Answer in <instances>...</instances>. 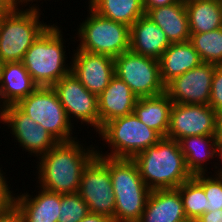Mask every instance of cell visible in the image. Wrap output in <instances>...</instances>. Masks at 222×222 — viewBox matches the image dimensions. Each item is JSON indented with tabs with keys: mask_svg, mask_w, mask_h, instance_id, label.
Masks as SVG:
<instances>
[{
	"mask_svg": "<svg viewBox=\"0 0 222 222\" xmlns=\"http://www.w3.org/2000/svg\"><path fill=\"white\" fill-rule=\"evenodd\" d=\"M150 190L174 189L192 177L179 142L162 137L132 159Z\"/></svg>",
	"mask_w": 222,
	"mask_h": 222,
	"instance_id": "2",
	"label": "cell"
},
{
	"mask_svg": "<svg viewBox=\"0 0 222 222\" xmlns=\"http://www.w3.org/2000/svg\"><path fill=\"white\" fill-rule=\"evenodd\" d=\"M215 67V64L202 62L169 81L165 93L173 103L209 105Z\"/></svg>",
	"mask_w": 222,
	"mask_h": 222,
	"instance_id": "13",
	"label": "cell"
},
{
	"mask_svg": "<svg viewBox=\"0 0 222 222\" xmlns=\"http://www.w3.org/2000/svg\"><path fill=\"white\" fill-rule=\"evenodd\" d=\"M38 195L20 193L15 196L14 207L21 214L23 222H58L61 208V194L39 187Z\"/></svg>",
	"mask_w": 222,
	"mask_h": 222,
	"instance_id": "17",
	"label": "cell"
},
{
	"mask_svg": "<svg viewBox=\"0 0 222 222\" xmlns=\"http://www.w3.org/2000/svg\"><path fill=\"white\" fill-rule=\"evenodd\" d=\"M195 222H222V209L205 212Z\"/></svg>",
	"mask_w": 222,
	"mask_h": 222,
	"instance_id": "34",
	"label": "cell"
},
{
	"mask_svg": "<svg viewBox=\"0 0 222 222\" xmlns=\"http://www.w3.org/2000/svg\"><path fill=\"white\" fill-rule=\"evenodd\" d=\"M52 88L56 92L60 103L64 107L69 121L73 119L81 125L85 123L99 131L98 96L88 91L81 82L70 72ZM73 118V119H71Z\"/></svg>",
	"mask_w": 222,
	"mask_h": 222,
	"instance_id": "11",
	"label": "cell"
},
{
	"mask_svg": "<svg viewBox=\"0 0 222 222\" xmlns=\"http://www.w3.org/2000/svg\"><path fill=\"white\" fill-rule=\"evenodd\" d=\"M86 19L80 23L76 47L93 54H105L113 58L129 51L130 27L126 24L112 21L95 12L88 6Z\"/></svg>",
	"mask_w": 222,
	"mask_h": 222,
	"instance_id": "7",
	"label": "cell"
},
{
	"mask_svg": "<svg viewBox=\"0 0 222 222\" xmlns=\"http://www.w3.org/2000/svg\"><path fill=\"white\" fill-rule=\"evenodd\" d=\"M17 1V5H19V6H21L22 5V7L25 5V7L28 5V4H30L29 2H34V1H36V2H38L37 0H16ZM24 4V5H23Z\"/></svg>",
	"mask_w": 222,
	"mask_h": 222,
	"instance_id": "40",
	"label": "cell"
},
{
	"mask_svg": "<svg viewBox=\"0 0 222 222\" xmlns=\"http://www.w3.org/2000/svg\"><path fill=\"white\" fill-rule=\"evenodd\" d=\"M3 61H2V59H1V57H0V74H1V71H2V67H3Z\"/></svg>",
	"mask_w": 222,
	"mask_h": 222,
	"instance_id": "41",
	"label": "cell"
},
{
	"mask_svg": "<svg viewBox=\"0 0 222 222\" xmlns=\"http://www.w3.org/2000/svg\"><path fill=\"white\" fill-rule=\"evenodd\" d=\"M172 106L173 102L166 93L154 97H139L133 113L161 137H166Z\"/></svg>",
	"mask_w": 222,
	"mask_h": 222,
	"instance_id": "23",
	"label": "cell"
},
{
	"mask_svg": "<svg viewBox=\"0 0 222 222\" xmlns=\"http://www.w3.org/2000/svg\"><path fill=\"white\" fill-rule=\"evenodd\" d=\"M216 139L215 135H197L184 137L178 141L187 169L192 176L208 171L207 161L209 158L211 161L216 158Z\"/></svg>",
	"mask_w": 222,
	"mask_h": 222,
	"instance_id": "24",
	"label": "cell"
},
{
	"mask_svg": "<svg viewBox=\"0 0 222 222\" xmlns=\"http://www.w3.org/2000/svg\"><path fill=\"white\" fill-rule=\"evenodd\" d=\"M190 42L202 62L222 65V27L209 32L190 34Z\"/></svg>",
	"mask_w": 222,
	"mask_h": 222,
	"instance_id": "28",
	"label": "cell"
},
{
	"mask_svg": "<svg viewBox=\"0 0 222 222\" xmlns=\"http://www.w3.org/2000/svg\"><path fill=\"white\" fill-rule=\"evenodd\" d=\"M6 124L25 152L34 157H41L46 154L58 141L45 130L43 126L33 121L28 115L22 112L16 105H9L3 108L0 119Z\"/></svg>",
	"mask_w": 222,
	"mask_h": 222,
	"instance_id": "12",
	"label": "cell"
},
{
	"mask_svg": "<svg viewBox=\"0 0 222 222\" xmlns=\"http://www.w3.org/2000/svg\"><path fill=\"white\" fill-rule=\"evenodd\" d=\"M215 154L216 157L218 156L219 159V163L222 162V138H217L216 139V149H215ZM215 173L217 175H222V167L218 168Z\"/></svg>",
	"mask_w": 222,
	"mask_h": 222,
	"instance_id": "38",
	"label": "cell"
},
{
	"mask_svg": "<svg viewBox=\"0 0 222 222\" xmlns=\"http://www.w3.org/2000/svg\"><path fill=\"white\" fill-rule=\"evenodd\" d=\"M16 5L0 18V57L3 63L22 62L25 53L49 26L40 21L36 4L26 8Z\"/></svg>",
	"mask_w": 222,
	"mask_h": 222,
	"instance_id": "5",
	"label": "cell"
},
{
	"mask_svg": "<svg viewBox=\"0 0 222 222\" xmlns=\"http://www.w3.org/2000/svg\"><path fill=\"white\" fill-rule=\"evenodd\" d=\"M62 33L57 24H49L23 57L22 63L38 87H52L71 72Z\"/></svg>",
	"mask_w": 222,
	"mask_h": 222,
	"instance_id": "4",
	"label": "cell"
},
{
	"mask_svg": "<svg viewBox=\"0 0 222 222\" xmlns=\"http://www.w3.org/2000/svg\"><path fill=\"white\" fill-rule=\"evenodd\" d=\"M216 138H222V109L216 111Z\"/></svg>",
	"mask_w": 222,
	"mask_h": 222,
	"instance_id": "39",
	"label": "cell"
},
{
	"mask_svg": "<svg viewBox=\"0 0 222 222\" xmlns=\"http://www.w3.org/2000/svg\"><path fill=\"white\" fill-rule=\"evenodd\" d=\"M58 222H80L90 213L88 205L78 192L61 194Z\"/></svg>",
	"mask_w": 222,
	"mask_h": 222,
	"instance_id": "29",
	"label": "cell"
},
{
	"mask_svg": "<svg viewBox=\"0 0 222 222\" xmlns=\"http://www.w3.org/2000/svg\"><path fill=\"white\" fill-rule=\"evenodd\" d=\"M190 34L222 27V0H185Z\"/></svg>",
	"mask_w": 222,
	"mask_h": 222,
	"instance_id": "25",
	"label": "cell"
},
{
	"mask_svg": "<svg viewBox=\"0 0 222 222\" xmlns=\"http://www.w3.org/2000/svg\"><path fill=\"white\" fill-rule=\"evenodd\" d=\"M170 45L163 30L146 15L130 26L129 50L133 53L158 60Z\"/></svg>",
	"mask_w": 222,
	"mask_h": 222,
	"instance_id": "19",
	"label": "cell"
},
{
	"mask_svg": "<svg viewBox=\"0 0 222 222\" xmlns=\"http://www.w3.org/2000/svg\"><path fill=\"white\" fill-rule=\"evenodd\" d=\"M185 215L189 222H195L207 210L208 200L203 185L192 176L178 188Z\"/></svg>",
	"mask_w": 222,
	"mask_h": 222,
	"instance_id": "27",
	"label": "cell"
},
{
	"mask_svg": "<svg viewBox=\"0 0 222 222\" xmlns=\"http://www.w3.org/2000/svg\"><path fill=\"white\" fill-rule=\"evenodd\" d=\"M37 88L38 85L33 81L22 62L3 64L0 74V104L2 108L16 105Z\"/></svg>",
	"mask_w": 222,
	"mask_h": 222,
	"instance_id": "20",
	"label": "cell"
},
{
	"mask_svg": "<svg viewBox=\"0 0 222 222\" xmlns=\"http://www.w3.org/2000/svg\"><path fill=\"white\" fill-rule=\"evenodd\" d=\"M70 58L71 73L88 91L97 96L107 88L115 75L114 58L111 56L76 49Z\"/></svg>",
	"mask_w": 222,
	"mask_h": 222,
	"instance_id": "15",
	"label": "cell"
},
{
	"mask_svg": "<svg viewBox=\"0 0 222 222\" xmlns=\"http://www.w3.org/2000/svg\"><path fill=\"white\" fill-rule=\"evenodd\" d=\"M16 5V0H0V12H10Z\"/></svg>",
	"mask_w": 222,
	"mask_h": 222,
	"instance_id": "37",
	"label": "cell"
},
{
	"mask_svg": "<svg viewBox=\"0 0 222 222\" xmlns=\"http://www.w3.org/2000/svg\"><path fill=\"white\" fill-rule=\"evenodd\" d=\"M80 222H113V220L105 215L89 213Z\"/></svg>",
	"mask_w": 222,
	"mask_h": 222,
	"instance_id": "36",
	"label": "cell"
},
{
	"mask_svg": "<svg viewBox=\"0 0 222 222\" xmlns=\"http://www.w3.org/2000/svg\"><path fill=\"white\" fill-rule=\"evenodd\" d=\"M115 75L139 97H154L165 93L157 59L129 51L114 58Z\"/></svg>",
	"mask_w": 222,
	"mask_h": 222,
	"instance_id": "9",
	"label": "cell"
},
{
	"mask_svg": "<svg viewBox=\"0 0 222 222\" xmlns=\"http://www.w3.org/2000/svg\"><path fill=\"white\" fill-rule=\"evenodd\" d=\"M137 99L130 87L114 75L98 96L99 130L115 118L132 114Z\"/></svg>",
	"mask_w": 222,
	"mask_h": 222,
	"instance_id": "16",
	"label": "cell"
},
{
	"mask_svg": "<svg viewBox=\"0 0 222 222\" xmlns=\"http://www.w3.org/2000/svg\"><path fill=\"white\" fill-rule=\"evenodd\" d=\"M145 15L163 30L171 44L190 41L185 0L149 9Z\"/></svg>",
	"mask_w": 222,
	"mask_h": 222,
	"instance_id": "21",
	"label": "cell"
},
{
	"mask_svg": "<svg viewBox=\"0 0 222 222\" xmlns=\"http://www.w3.org/2000/svg\"><path fill=\"white\" fill-rule=\"evenodd\" d=\"M0 168V212L14 207L15 194L10 190L8 181Z\"/></svg>",
	"mask_w": 222,
	"mask_h": 222,
	"instance_id": "32",
	"label": "cell"
},
{
	"mask_svg": "<svg viewBox=\"0 0 222 222\" xmlns=\"http://www.w3.org/2000/svg\"><path fill=\"white\" fill-rule=\"evenodd\" d=\"M158 61L160 76L164 85L202 63L190 41L172 43Z\"/></svg>",
	"mask_w": 222,
	"mask_h": 222,
	"instance_id": "22",
	"label": "cell"
},
{
	"mask_svg": "<svg viewBox=\"0 0 222 222\" xmlns=\"http://www.w3.org/2000/svg\"><path fill=\"white\" fill-rule=\"evenodd\" d=\"M0 222H23L21 214L15 207L9 210L0 212Z\"/></svg>",
	"mask_w": 222,
	"mask_h": 222,
	"instance_id": "33",
	"label": "cell"
},
{
	"mask_svg": "<svg viewBox=\"0 0 222 222\" xmlns=\"http://www.w3.org/2000/svg\"><path fill=\"white\" fill-rule=\"evenodd\" d=\"M215 133L216 111L209 105L173 103L166 137L179 141L184 137Z\"/></svg>",
	"mask_w": 222,
	"mask_h": 222,
	"instance_id": "14",
	"label": "cell"
},
{
	"mask_svg": "<svg viewBox=\"0 0 222 222\" xmlns=\"http://www.w3.org/2000/svg\"><path fill=\"white\" fill-rule=\"evenodd\" d=\"M2 111H3V108H2V106L0 104V119H1V116H2Z\"/></svg>",
	"mask_w": 222,
	"mask_h": 222,
	"instance_id": "42",
	"label": "cell"
},
{
	"mask_svg": "<svg viewBox=\"0 0 222 222\" xmlns=\"http://www.w3.org/2000/svg\"><path fill=\"white\" fill-rule=\"evenodd\" d=\"M5 13H8V12H0V18L2 15H4Z\"/></svg>",
	"mask_w": 222,
	"mask_h": 222,
	"instance_id": "43",
	"label": "cell"
},
{
	"mask_svg": "<svg viewBox=\"0 0 222 222\" xmlns=\"http://www.w3.org/2000/svg\"><path fill=\"white\" fill-rule=\"evenodd\" d=\"M108 168L115 195L113 222H138L151 190L140 176L132 159L96 155Z\"/></svg>",
	"mask_w": 222,
	"mask_h": 222,
	"instance_id": "3",
	"label": "cell"
},
{
	"mask_svg": "<svg viewBox=\"0 0 222 222\" xmlns=\"http://www.w3.org/2000/svg\"><path fill=\"white\" fill-rule=\"evenodd\" d=\"M78 193L90 213L105 215L113 220L115 195L111 176L109 168L97 156L84 168Z\"/></svg>",
	"mask_w": 222,
	"mask_h": 222,
	"instance_id": "10",
	"label": "cell"
},
{
	"mask_svg": "<svg viewBox=\"0 0 222 222\" xmlns=\"http://www.w3.org/2000/svg\"><path fill=\"white\" fill-rule=\"evenodd\" d=\"M16 106L33 121L40 124L58 142L76 139L72 136L73 124L52 87H38L20 100Z\"/></svg>",
	"mask_w": 222,
	"mask_h": 222,
	"instance_id": "8",
	"label": "cell"
},
{
	"mask_svg": "<svg viewBox=\"0 0 222 222\" xmlns=\"http://www.w3.org/2000/svg\"><path fill=\"white\" fill-rule=\"evenodd\" d=\"M194 177L203 185L208 200L206 212L222 209V175L196 174Z\"/></svg>",
	"mask_w": 222,
	"mask_h": 222,
	"instance_id": "30",
	"label": "cell"
},
{
	"mask_svg": "<svg viewBox=\"0 0 222 222\" xmlns=\"http://www.w3.org/2000/svg\"><path fill=\"white\" fill-rule=\"evenodd\" d=\"M81 144L77 138L58 142L39 157L37 187L59 194L78 192L84 168L97 155L93 145Z\"/></svg>",
	"mask_w": 222,
	"mask_h": 222,
	"instance_id": "1",
	"label": "cell"
},
{
	"mask_svg": "<svg viewBox=\"0 0 222 222\" xmlns=\"http://www.w3.org/2000/svg\"><path fill=\"white\" fill-rule=\"evenodd\" d=\"M138 222H189L180 191L177 188L151 190Z\"/></svg>",
	"mask_w": 222,
	"mask_h": 222,
	"instance_id": "18",
	"label": "cell"
},
{
	"mask_svg": "<svg viewBox=\"0 0 222 222\" xmlns=\"http://www.w3.org/2000/svg\"><path fill=\"white\" fill-rule=\"evenodd\" d=\"M88 4L99 15L129 27L145 15L142 0H89Z\"/></svg>",
	"mask_w": 222,
	"mask_h": 222,
	"instance_id": "26",
	"label": "cell"
},
{
	"mask_svg": "<svg viewBox=\"0 0 222 222\" xmlns=\"http://www.w3.org/2000/svg\"><path fill=\"white\" fill-rule=\"evenodd\" d=\"M209 106L215 111L222 109V65L214 70Z\"/></svg>",
	"mask_w": 222,
	"mask_h": 222,
	"instance_id": "31",
	"label": "cell"
},
{
	"mask_svg": "<svg viewBox=\"0 0 222 222\" xmlns=\"http://www.w3.org/2000/svg\"><path fill=\"white\" fill-rule=\"evenodd\" d=\"M97 133L111 149L109 153H103L98 148L97 155L116 159H133L162 138L134 113L105 123Z\"/></svg>",
	"mask_w": 222,
	"mask_h": 222,
	"instance_id": "6",
	"label": "cell"
},
{
	"mask_svg": "<svg viewBox=\"0 0 222 222\" xmlns=\"http://www.w3.org/2000/svg\"><path fill=\"white\" fill-rule=\"evenodd\" d=\"M181 0H142L145 13L152 8L167 6Z\"/></svg>",
	"mask_w": 222,
	"mask_h": 222,
	"instance_id": "35",
	"label": "cell"
}]
</instances>
